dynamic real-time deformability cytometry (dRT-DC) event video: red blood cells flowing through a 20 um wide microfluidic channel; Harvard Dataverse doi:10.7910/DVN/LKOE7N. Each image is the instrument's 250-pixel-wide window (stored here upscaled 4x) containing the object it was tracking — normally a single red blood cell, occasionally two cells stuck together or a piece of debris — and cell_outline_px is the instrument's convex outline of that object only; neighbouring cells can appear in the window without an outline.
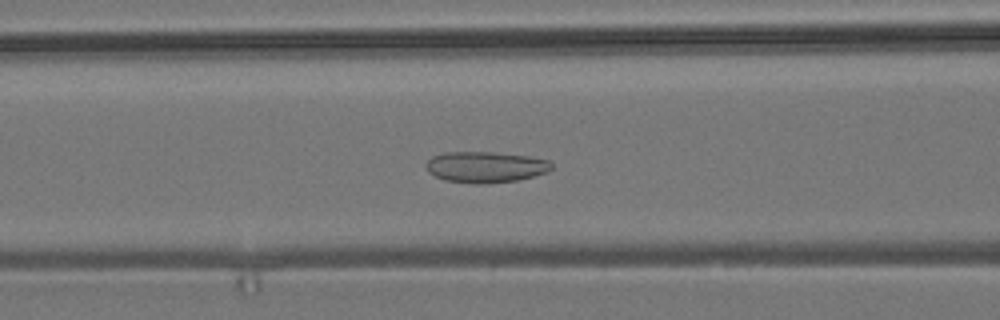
{"species": "common noctule bat (a hibernating species)", "species_latin": "Nyctalus noctula", "temperature_condition": "room temperature", "stored_images_in_passage": 54, "camera_frame_rate_fps": 3000, "um_per_image_px": 0.085, "animal": {"sex": "male", "body_mass_g": 19.2, "forearm_length_mm": 51.8}, "frame": {"image": 1, "passage_image": 21, "time_ms": 6.667, "image_size_px": [1000, 320], "cell_outline_px": [[552, 168], [548, 172], [516, 180], [484, 184], [472, 184], [444, 180], [428, 172], [428, 160], [432, 156], [444, 152], [492, 152], [528, 156], [548, 160], [552, 164]], "centroid_in_image_um": [41.27, 14.2], "position_along_channel_um": 125.3, "area_um2": 22.6}}
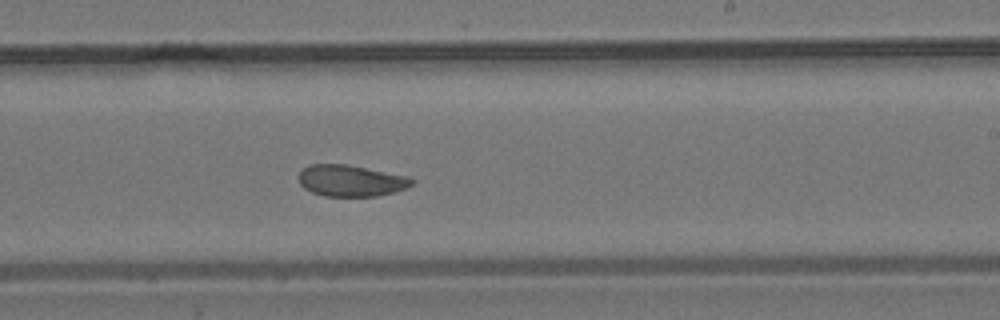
{"frame": {"image": 2, "passage_image": 32, "time_ms": 10.333, "image_size_px": [1000, 320], "cell_outline_px": [[416, 180], [412, 184], [396, 192], [376, 196], [324, 196], [312, 192], [304, 188], [300, 184], [300, 172], [308, 164], [344, 164], [408, 176]], "centroid_in_image_um": [29.83, 15.36], "position_along_channel_um": 259.2, "area_um2": 20.58}}
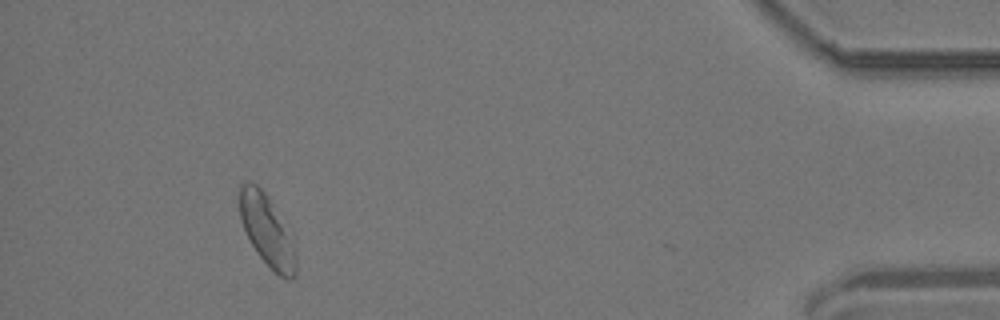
{"frame": {"image": 3, "passage_image": 50, "time_ms": 16.333, "image_size_px": [1000, 320], "cell_outline_px": [[296, 276], [292, 280], [288, 280], [280, 276], [256, 252], [240, 220], [240, 184], [256, 184], [268, 196], [292, 236], [296, 248]], "centroid_in_image_um": [22.74, 19.64], "position_along_channel_um": 412.5, "area_um2": 23.06}, "authors_computed_cell_mechanics": {"area_um2": 22.1374, "velocity_mm_per_s": 3.6557, "shape_relaxation_time_tau1_ms": null, "shape_relaxation_time_tau2_ms": 1.408, "deformation_change_tau1": null, "deformation_change_tau2": 0.0661}}